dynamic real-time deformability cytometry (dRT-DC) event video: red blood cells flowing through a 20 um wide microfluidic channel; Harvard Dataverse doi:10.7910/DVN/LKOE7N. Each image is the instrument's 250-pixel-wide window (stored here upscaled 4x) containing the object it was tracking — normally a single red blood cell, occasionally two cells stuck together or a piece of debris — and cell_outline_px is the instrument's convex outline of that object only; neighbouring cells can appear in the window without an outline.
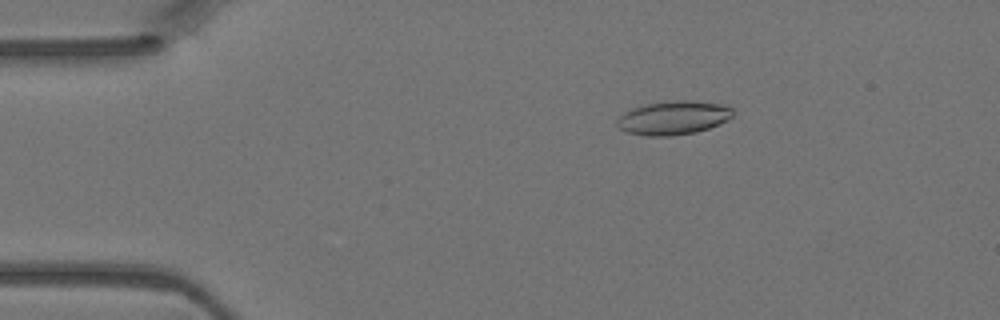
{"species": "Egyptian fruit bat (a non-hibernating species)", "species_latin": "Rousettus aegyptiacus", "temperature_condition": "warm", "stored_images_in_passage": 5, "camera_frame_rate_fps": 3000, "um_per_image_px": 0.085, "animal": {"sex": "female"}, "frame": {"image": 1, "passage_image": 2, "time_ms": 0.333, "image_size_px": [1000, 320], "cell_outline_px": [[736, 112], [732, 116], [708, 128], [696, 132], [672, 136], [648, 136], [628, 132], [620, 128], [616, 124], [616, 120], [624, 112], [632, 108], [648, 104], [680, 100], [688, 100], [720, 104], [732, 108]], "centroid_in_image_um": [57.22, 10.02], "position_along_channel_um": 27.8, "area_um2": 22.43}}
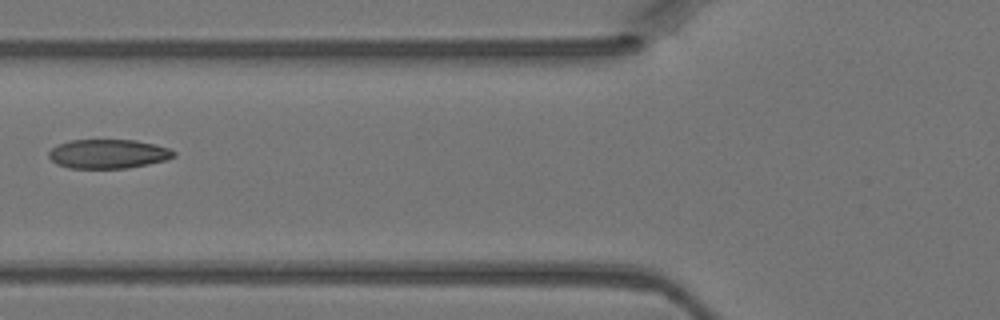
{"frame": {"image": 2, "passage_image": 4, "time_ms": 1.0, "image_size_px": [1000, 320], "cell_outline_px": [[176, 156], [168, 160], [128, 168], [68, 168], [56, 164], [48, 156], [48, 152], [52, 148], [60, 144], [72, 140], [136, 140], [156, 144], [168, 148], [176, 152]], "centroid_in_image_um": [9.23, 13.08], "position_along_channel_um": 116.6, "area_um2": 21.33}}
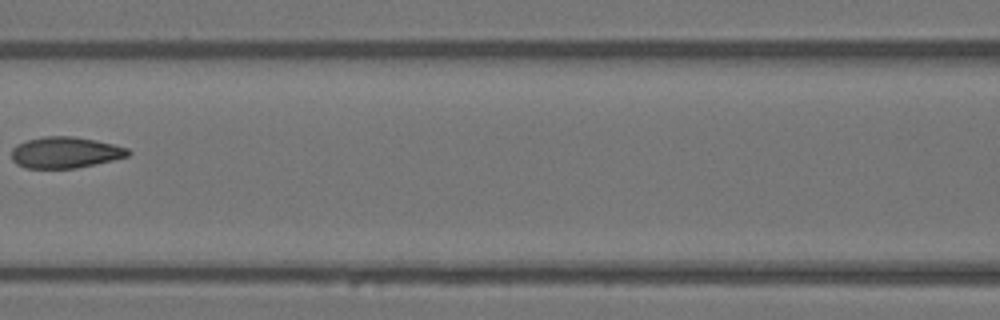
{"frame": {"image": 3, "passage_image": 5, "time_ms": 1.333, "image_size_px": [1000, 320], "cell_outline_px": [[132, 152], [128, 156], [112, 160], [76, 168], [24, 168], [16, 164], [12, 160], [12, 148], [16, 144], [24, 140], [44, 136], [72, 136], [96, 140], [128, 148]], "centroid_in_image_um": [5.51, 12.95], "position_along_channel_um": 161.1, "area_um2": 21.33}}